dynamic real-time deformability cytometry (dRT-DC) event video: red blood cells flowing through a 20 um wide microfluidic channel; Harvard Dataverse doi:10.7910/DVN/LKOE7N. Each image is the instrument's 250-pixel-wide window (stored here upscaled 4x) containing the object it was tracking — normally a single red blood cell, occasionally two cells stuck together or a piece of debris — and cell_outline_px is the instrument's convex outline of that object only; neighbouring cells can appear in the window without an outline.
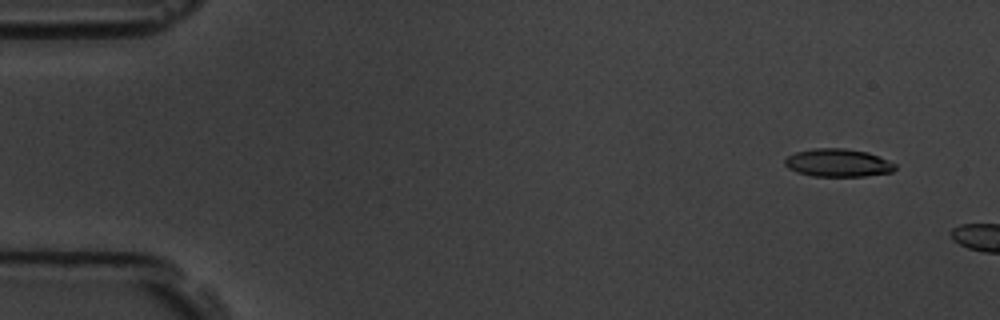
{"species": "common noctule bat (a hibernating species)", "species_latin": "Nyctalus noctula", "temperature_condition": "room temperature", "stored_images_in_passage": 8, "camera_frame_rate_fps": 3000, "um_per_image_px": 0.085, "animal": {"sex": "male", "body_mass_g": 19.5, "forearm_length_mm": 54.6}, "frame": {"image": 1, "passage_image": 4, "time_ms": 1.0, "image_size_px": [1000, 320], "cell_outline_px": [[896, 168], [892, 172], [864, 176], [812, 176], [796, 172], [788, 168], [784, 164], [784, 160], [788, 156], [796, 152], [816, 148], [844, 148], [868, 152], [896, 164]], "centroid_in_image_um": [71.21, 13.84], "position_along_channel_um": 13.8, "area_um2": 17.92}}